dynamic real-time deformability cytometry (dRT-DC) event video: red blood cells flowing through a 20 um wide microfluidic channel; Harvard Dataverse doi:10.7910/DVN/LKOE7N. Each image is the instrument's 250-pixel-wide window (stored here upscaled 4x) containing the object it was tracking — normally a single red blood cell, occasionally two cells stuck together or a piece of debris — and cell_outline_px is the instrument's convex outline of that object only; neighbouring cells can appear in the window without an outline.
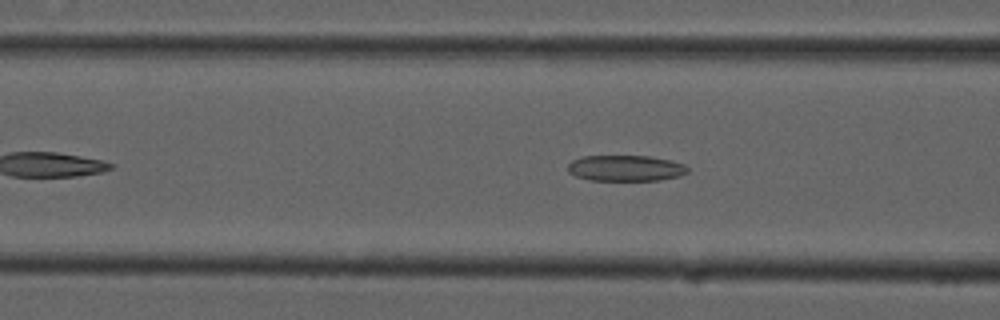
{"species": "common noctule bat (a hibernating species)", "species_latin": "Nyctalus noctula", "temperature_condition": "cold", "stored_images_in_passage": 46, "camera_frame_rate_fps": 3000, "um_per_image_px": 0.085, "animal": {"sex": "male", "forearm_length_mm": 52.5}, "frame": {"image": 1, "passage_image": 13, "time_ms": 4.0, "image_size_px": [1000, 320], "cell_outline_px": [[688, 172], [680, 176], [660, 180], [592, 180], [576, 176], [568, 172], [568, 164], [572, 160], [584, 156], [648, 156], [672, 160], [684, 164], [688, 168]], "centroid_in_image_um": [53.2, 14.29], "position_along_channel_um": 113.4, "area_um2": 18.09}}
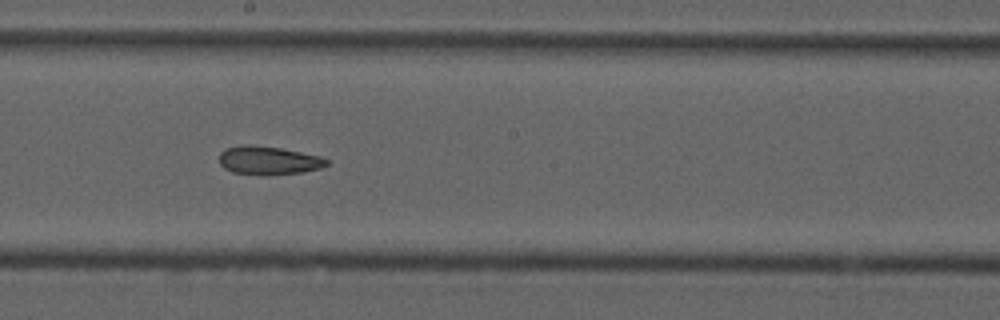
{"frame": {"image": 2, "passage_image": 22, "time_ms": 7.0, "image_size_px": [1000, 320], "cell_outline_px": [[328, 164], [320, 168], [300, 172], [264, 176], [260, 176], [232, 172], [224, 168], [220, 164], [220, 152], [224, 148], [244, 144], [248, 144], [280, 148], [320, 156], [328, 160]], "centroid_in_image_um": [22.77, 13.64], "position_along_channel_um": 225.4, "area_um2": 17.92}}
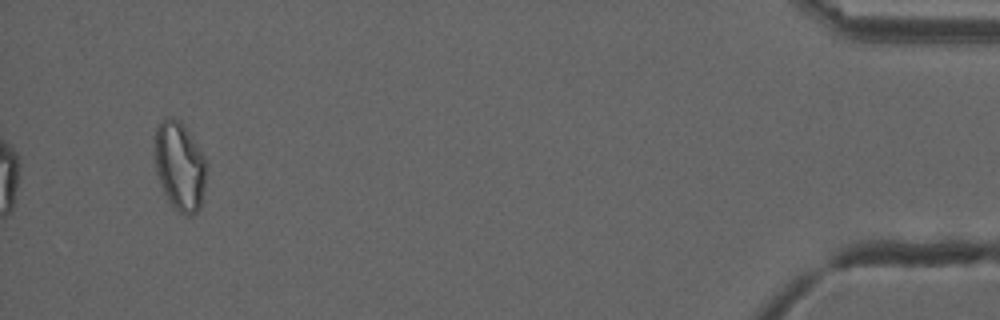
{"frame": {"image": 3, "passage_image": 44, "time_ms": 14.333, "image_size_px": [1000, 320], "cell_outline_px": [[208, 168], [200, 208], [192, 216], [184, 216], [172, 208], [160, 184], [156, 172], [156, 128], [160, 120], [168, 116], [180, 120], [192, 136], [204, 156], [208, 164]], "centroid_in_image_um": [15.3, 14.15], "position_along_channel_um": 419.9, "area_um2": 27.11}, "authors_computed_cell_mechanics": {"area_um2": 19.6231, "velocity_mm_per_s": 3.7266, "shape_relaxation_time_tau1_ms": null, "shape_relaxation_time_tau2_ms": 4.9198, "deformation_change_tau1": null, "deformation_change_tau2": 0.131}}